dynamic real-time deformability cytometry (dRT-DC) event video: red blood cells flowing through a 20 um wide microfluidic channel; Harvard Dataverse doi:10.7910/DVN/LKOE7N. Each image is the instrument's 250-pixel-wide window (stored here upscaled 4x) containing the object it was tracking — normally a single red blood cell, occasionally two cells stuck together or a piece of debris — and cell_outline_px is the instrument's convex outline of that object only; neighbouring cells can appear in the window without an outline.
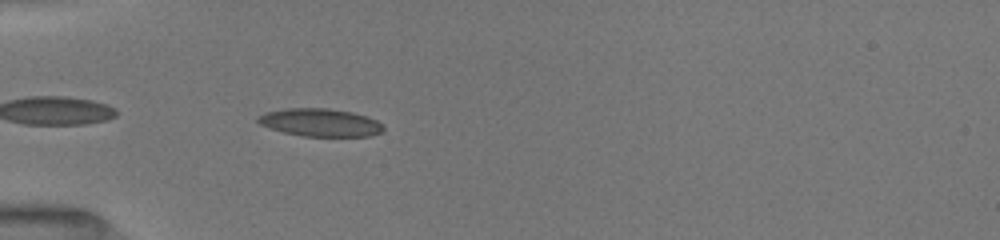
{"species": "common noctule bat (a hibernating species)", "species_latin": "Nyctalus noctula", "temperature_condition": "room temperature", "stored_images_in_passage": 37, "camera_frame_rate_fps": 3000, "um_per_image_px": 0.085, "animal": {"sex": "female", "body_mass_g": 19.5, "forearm_length_mm": 54.1}, "frame": {"image": 1, "passage_image": 2, "time_ms": 0.333, "image_size_px": [1000, 240], "cell_outline_px": [[384, 132], [368, 136], [304, 136], [284, 132], [260, 124], [256, 120], [256, 116], [264, 112], [284, 108], [328, 108], [352, 112], [368, 116], [384, 124]], "centroid_in_image_um": [27.24, 10.4], "position_along_channel_um": 57.8, "area_um2": 20.52}}
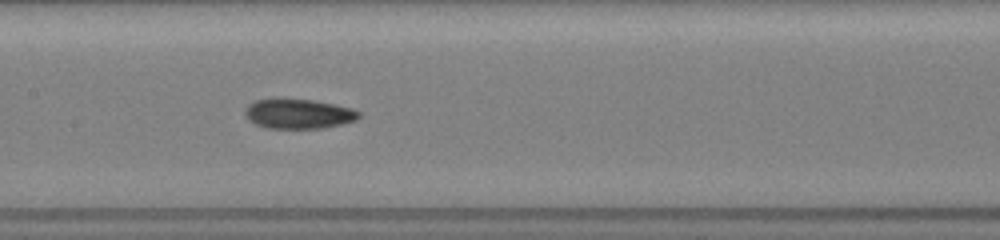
{"frame": {"image": 2, "passage_image": 12, "time_ms": 3.667, "image_size_px": [1000, 240], "cell_outline_px": [[360, 116], [356, 120], [324, 128], [264, 128], [248, 120], [244, 112], [244, 108], [248, 104], [256, 100], [312, 100], [336, 104], [352, 108], [360, 112]], "centroid_in_image_um": [25.37, 9.69], "position_along_channel_um": 182.0, "area_um2": 19.54}}
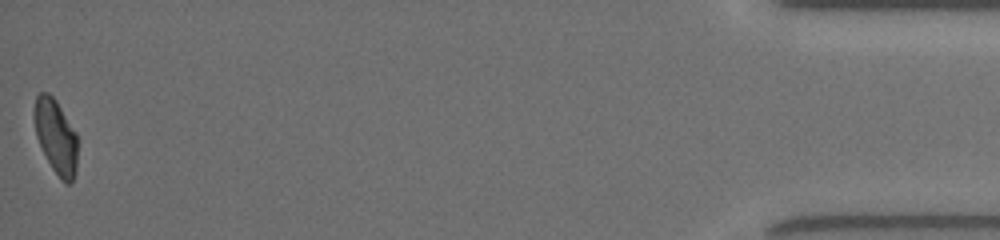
{"frame": {"image": 3, "passage_image": 37, "time_ms": 12.0, "image_size_px": [1000, 240], "cell_outline_px": [[76, 172], [72, 180], [68, 184], [64, 184], [60, 180], [52, 168], [36, 136], [32, 112], [36, 96], [40, 92], [48, 92], [56, 100], [76, 132]], "centroid_in_image_um": [4.72, 11.58], "position_along_channel_um": 430.5, "area_um2": 18.79}, "authors_computed_cell_mechanics": {"area_um2": 19.4786, "velocity_mm_per_s": 4.0176, "shape_relaxation_time_tau1_ms": null, "shape_relaxation_time_tau2_ms": 2.2877, "deformation_change_tau1": null, "deformation_change_tau2": 0.0755}}